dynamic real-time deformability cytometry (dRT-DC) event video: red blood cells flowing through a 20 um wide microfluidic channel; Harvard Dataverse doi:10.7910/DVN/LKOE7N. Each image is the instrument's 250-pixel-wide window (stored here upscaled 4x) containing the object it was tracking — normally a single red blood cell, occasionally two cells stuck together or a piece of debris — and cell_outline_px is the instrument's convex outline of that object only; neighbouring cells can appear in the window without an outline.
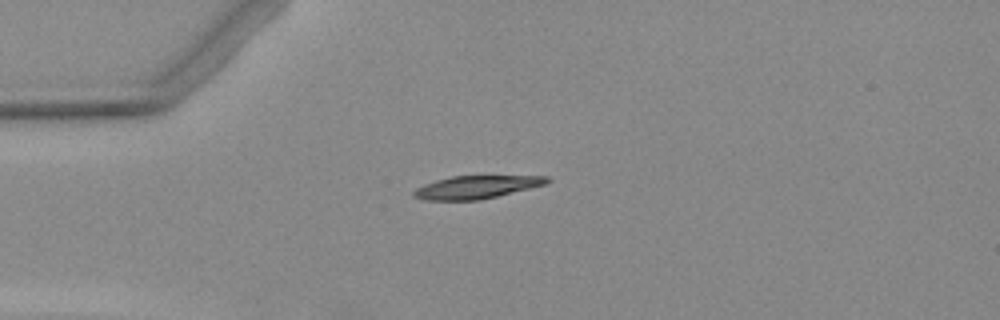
{"species": "Egyptian fruit bat (a non-hibernating species)", "species_latin": "Rousettus aegyptiacus", "temperature_condition": "warm", "stored_images_in_passage": 5, "camera_frame_rate_fps": 3000, "um_per_image_px": 0.085, "animal": {"sex": "female"}, "frame": {"image": 1, "passage_image": 2, "time_ms": 1.333, "image_size_px": [1000, 320], "cell_outline_px": [[552, 180], [544, 184], [480, 200], [424, 200], [412, 196], [412, 192], [416, 188], [424, 184], [436, 180], [452, 176], [548, 176]], "centroid_in_image_um": [40.43, 15.9], "position_along_channel_um": 44.6, "area_um2": 17.57}}
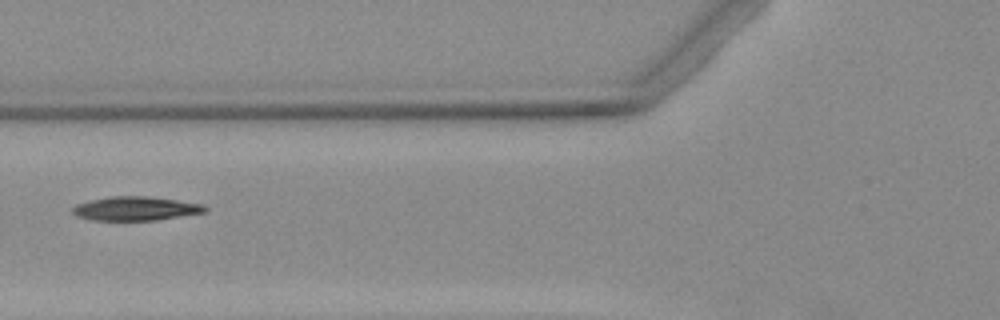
{"frame": {"image": 2, "passage_image": 4, "time_ms": 3.667, "image_size_px": [1000, 320], "cell_outline_px": [[208, 212], [156, 220], [92, 220], [76, 216], [72, 212], [72, 208], [76, 204], [108, 196], [148, 196], [204, 204], [208, 208]], "centroid_in_image_um": [11.56, 17.72], "position_along_channel_um": 114.2, "area_um2": 18.55}}
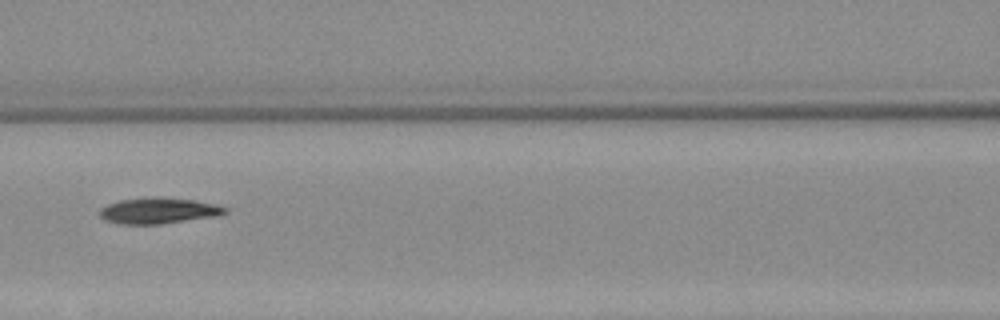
{"frame": {"image": 3, "passage_image": 5, "time_ms": 4.667, "image_size_px": [1000, 320], "cell_outline_px": [[228, 212], [220, 216], [160, 224], [124, 224], [104, 220], [100, 216], [100, 208], [108, 204], [120, 200], [196, 200], [216, 204], [228, 208]], "centroid_in_image_um": [13.54, 17.96], "position_along_channel_um": 153.1, "area_um2": 18.09}}